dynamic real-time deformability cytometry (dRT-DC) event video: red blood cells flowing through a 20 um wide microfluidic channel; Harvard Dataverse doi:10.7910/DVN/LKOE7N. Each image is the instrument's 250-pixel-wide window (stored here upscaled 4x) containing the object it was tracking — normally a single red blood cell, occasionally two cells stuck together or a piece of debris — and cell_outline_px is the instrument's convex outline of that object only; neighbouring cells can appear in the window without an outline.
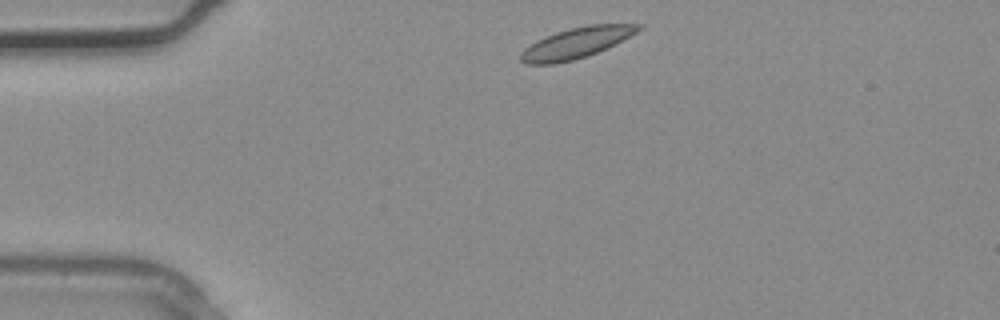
{"species": "common noctule bat (a hibernating species)", "species_latin": "Nyctalus noctula", "temperature_condition": "warm", "stored_images_in_passage": 2, "camera_frame_rate_fps": 3000, "um_per_image_px": 0.085, "animal": {"sex": "male", "body_mass_g": 20.4}, "frame": {"image": 1, "passage_image": 1, "time_ms": 0.0, "image_size_px": [1000, 320], "cell_outline_px": [[644, 28], [588, 56], [556, 64], [524, 64], [520, 60], [520, 52], [524, 48], [556, 32], [568, 28], [588, 24], [644, 24]], "centroid_in_image_um": [48.96, 3.65], "position_along_channel_um": 36.0, "area_um2": 20.69}}
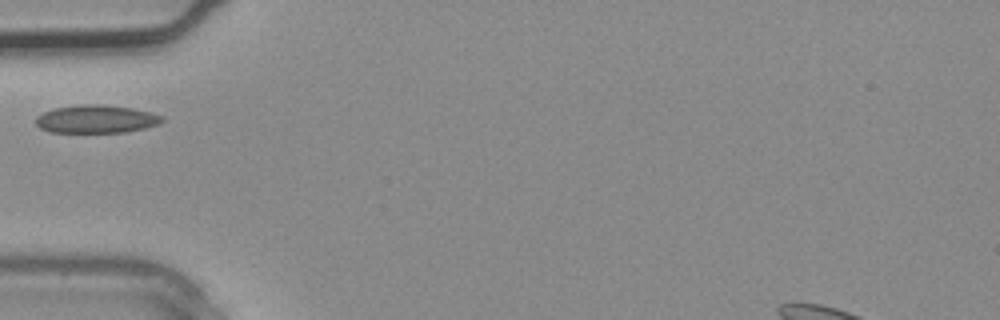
{"frame": {"image": 2, "passage_image": 2, "time_ms": 0.333, "image_size_px": [1000, 320], "cell_outline_px": [[164, 120], [160, 124], [144, 128], [124, 132], [52, 132], [40, 128], [36, 124], [36, 116], [44, 112], [56, 108], [80, 104], [100, 104], [132, 108], [152, 112], [164, 116]], "centroid_in_image_um": [8.22, 10.11], "position_along_channel_um": 76.8, "area_um2": 20.63}}